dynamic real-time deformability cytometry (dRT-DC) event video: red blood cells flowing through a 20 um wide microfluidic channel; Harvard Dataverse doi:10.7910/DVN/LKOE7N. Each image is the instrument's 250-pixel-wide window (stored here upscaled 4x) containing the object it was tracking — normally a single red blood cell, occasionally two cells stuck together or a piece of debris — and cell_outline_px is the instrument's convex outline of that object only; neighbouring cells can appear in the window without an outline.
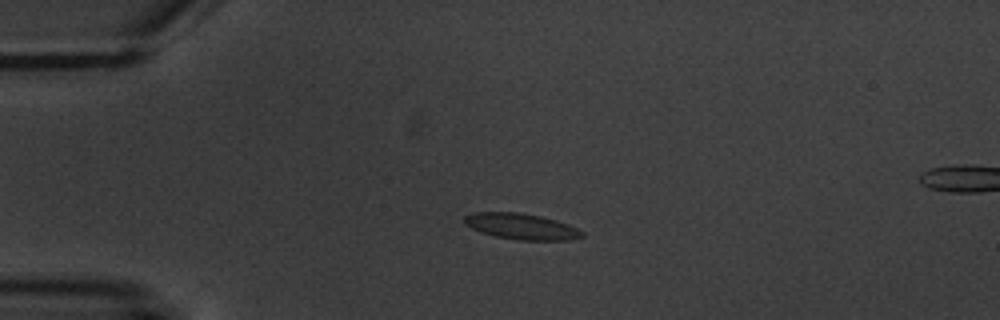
{"species": "common noctule bat (a hibernating species)", "species_latin": "Nyctalus noctula", "temperature_condition": "warm", "stored_images_in_passage": 6, "segment_of_instrument_passage": [1, 2], "camera_frame_rate_fps": 3000, "um_per_image_px": 0.085, "animal": {"sex": "male", "body_mass_g": 20.1, "forearm_length_mm": 53.5}, "frame": {"image": 1, "passage_image": 4, "time_ms": 3.667, "image_size_px": [1000, 320], "cell_outline_px": [[584, 236], [572, 240], [520, 240], [496, 236], [480, 232], [464, 224], [464, 216], [472, 212], [516, 212], [540, 216], [556, 220], [568, 224], [584, 232]], "centroid_in_image_um": [44.31, 19.24], "position_along_channel_um": 40.7, "area_um2": 17.8}}